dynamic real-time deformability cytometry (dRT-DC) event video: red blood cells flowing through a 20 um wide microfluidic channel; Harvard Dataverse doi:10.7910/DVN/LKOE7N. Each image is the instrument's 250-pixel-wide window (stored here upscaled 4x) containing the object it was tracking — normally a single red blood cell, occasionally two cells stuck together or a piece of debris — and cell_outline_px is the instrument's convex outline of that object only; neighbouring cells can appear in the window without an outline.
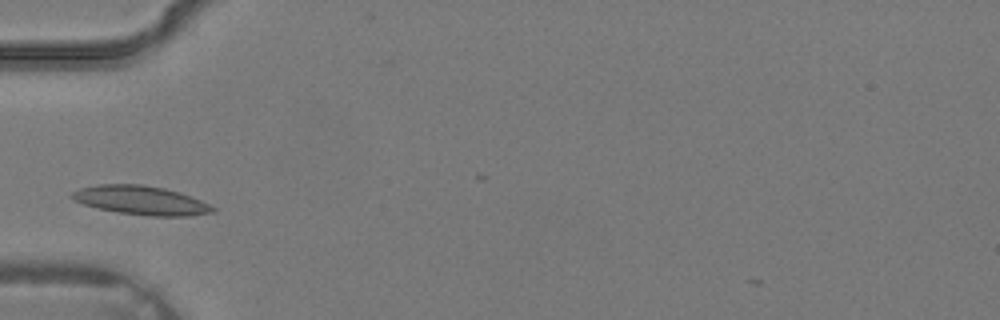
{"species": "common noctule bat (a hibernating species)", "species_latin": "Nyctalus noctula", "temperature_condition": "warm", "stored_images_in_passage": 2, "camera_frame_rate_fps": 3000, "um_per_image_px": 0.085, "animal": {"sex": "male", "body_mass_g": 19.2, "forearm_length_mm": 51.8}, "frame": {"image": 1, "passage_image": 2, "time_ms": 0.333, "image_size_px": [1000, 320], "cell_outline_px": [[216, 212], [188, 216], [148, 216], [116, 212], [96, 208], [72, 200], [68, 196], [72, 192], [80, 188], [96, 184], [140, 184], [164, 188], [180, 192], [192, 196], [216, 208]], "centroid_in_image_um": [11.96, 17.03], "position_along_channel_um": 73.0, "area_um2": 23.99}}